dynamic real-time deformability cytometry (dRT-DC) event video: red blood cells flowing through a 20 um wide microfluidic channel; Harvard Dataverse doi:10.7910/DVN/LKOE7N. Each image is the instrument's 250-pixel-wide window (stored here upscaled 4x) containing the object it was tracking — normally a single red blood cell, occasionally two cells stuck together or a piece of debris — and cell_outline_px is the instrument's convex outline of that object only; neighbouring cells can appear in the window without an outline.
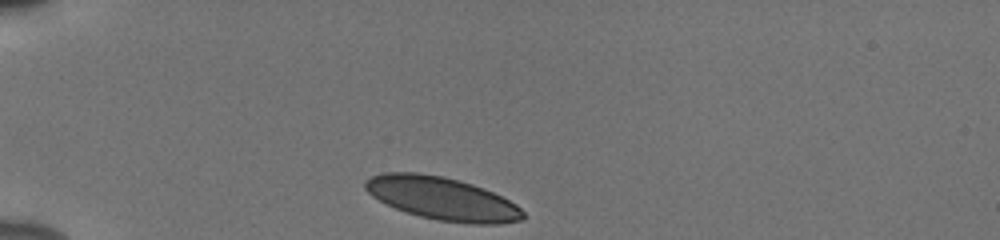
{"species": "human", "species_latin": "Homo sapiens", "temperature_condition": "cold", "stored_images_in_passage": 33, "camera_frame_rate_fps": 3000, "um_per_image_px": 0.085, "donor": {"sex": "male"}, "frame": {"image": 1, "passage_image": 1, "time_ms": 0.0, "image_size_px": [1000, 240], "cell_outline_px": [[524, 216], [520, 220], [500, 224], [472, 224], [436, 220], [420, 216], [396, 208], [372, 196], [364, 188], [364, 180], [372, 176], [384, 172], [416, 172], [444, 176], [460, 180], [484, 188], [516, 204], [524, 212]], "centroid_in_image_um": [37.57, 16.86], "position_along_channel_um": 47.4, "area_um2": 39.36}}
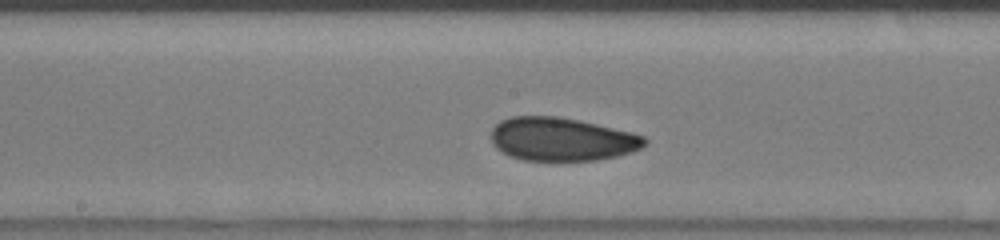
{"frame": {"image": 2, "passage_image": 16, "time_ms": 5.0, "image_size_px": [1000, 240], "cell_outline_px": [[648, 140], [640, 148], [632, 152], [616, 156], [596, 160], [524, 160], [512, 156], [496, 148], [492, 144], [492, 128], [500, 120], [512, 116], [556, 116], [596, 124], [632, 132], [644, 136]], "centroid_in_image_um": [47.74, 11.82], "position_along_channel_um": 200.5, "area_um2": 38.49}}
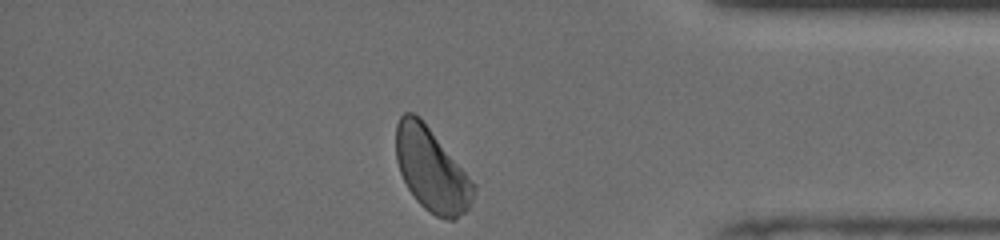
{"frame": {"image": 3, "passage_image": 33, "time_ms": 10.667, "image_size_px": [1000, 240], "cell_outline_px": [[476, 188], [472, 200], [468, 208], [456, 220], [448, 220], [436, 216], [428, 212], [416, 200], [408, 188], [400, 172], [396, 160], [396, 124], [400, 116], [404, 112], [412, 112], [420, 116], [476, 184]], "centroid_in_image_um": [36.68, 14.42], "position_along_channel_um": 398.5, "area_um2": 37.8}, "authors_computed_cell_mechanics": {"area_um2": 38.6682, "velocity_mm_per_s": 3.8192, "shape_relaxation_time_tau1_ms": 2.8668, "shape_relaxation_time_tau2_ms": 1.9732, "deformation_change_tau1": 0.0737, "deformation_change_tau2": 0.0646}}